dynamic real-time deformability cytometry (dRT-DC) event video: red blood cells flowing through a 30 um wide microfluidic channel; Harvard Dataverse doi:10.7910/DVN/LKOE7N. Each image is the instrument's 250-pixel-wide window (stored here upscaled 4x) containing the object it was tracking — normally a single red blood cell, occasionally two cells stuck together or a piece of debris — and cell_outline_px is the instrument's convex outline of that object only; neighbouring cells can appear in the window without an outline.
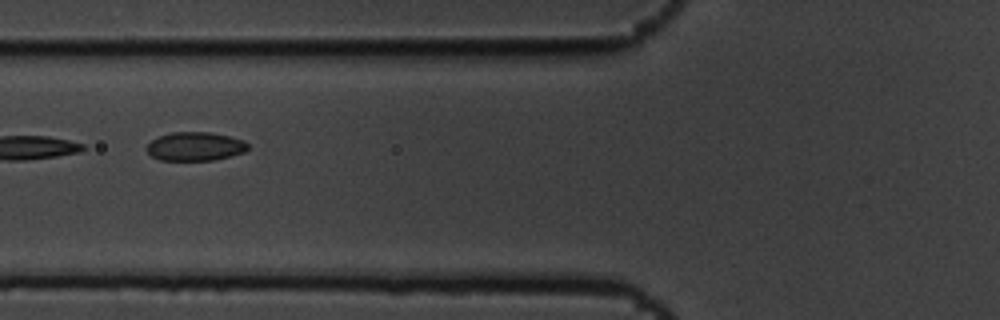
{"species": "common noctule bat (a hibernating species)", "species_latin": "Nyctalus noctula", "temperature_condition": "cold", "stored_images_in_passage": 13, "segment_of_instrument_passage": [2, 2], "camera_frame_rate_fps": 3000, "um_per_image_px": 0.085, "animal": {"sex": "male", "body_mass_g": 19.5, "forearm_length_mm": 54.6}, "frame": {"image": 1, "passage_image": 5, "time_ms": 1.333, "image_size_px": [1000, 320], "cell_outline_px": [[248, 148], [244, 152], [212, 160], [160, 160], [152, 156], [144, 148], [152, 140], [160, 136], [172, 132], [208, 132], [228, 136], [244, 140], [248, 144]], "centroid_in_image_um": [16.57, 12.44], "position_along_channel_um": 109.2, "area_um2": 16.76}}
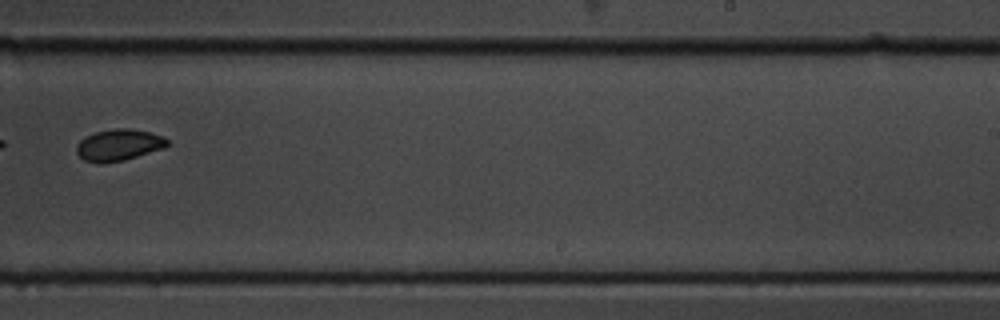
{"frame": {"image": 2, "passage_image": 9, "time_ms": 2.667, "image_size_px": [1000, 320], "cell_outline_px": [[168, 144], [164, 148], [124, 160], [104, 164], [100, 164], [84, 160], [76, 152], [76, 144], [84, 136], [96, 132], [112, 128], [128, 128], [148, 132], [164, 136], [168, 140]], "centroid_in_image_um": [10.06, 12.32], "position_along_channel_um": 278.9, "area_um2": 16.82}}
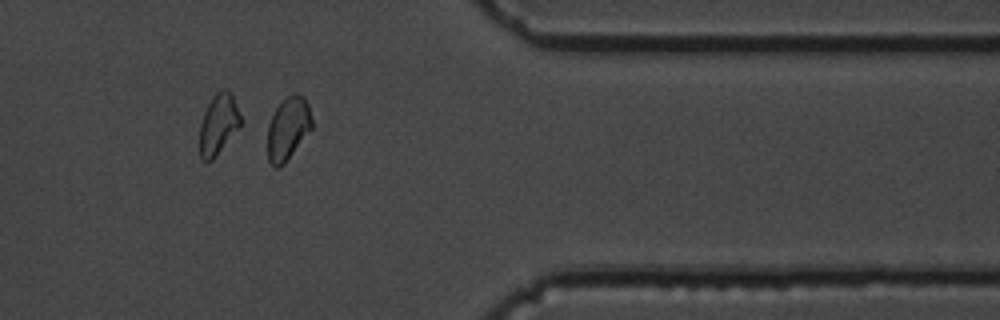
{"frame": {"image": 3, "passage_image": 12, "time_ms": 3.667, "image_size_px": [1000, 320], "cell_outline_px": [[312, 128], [284, 164], [280, 168], [276, 168], [268, 160], [268, 124], [276, 108], [292, 92], [304, 96], [308, 104], [312, 120]], "centroid_in_image_um": [24.48, 10.92], "position_along_channel_um": 386.9, "area_um2": 16.13}}